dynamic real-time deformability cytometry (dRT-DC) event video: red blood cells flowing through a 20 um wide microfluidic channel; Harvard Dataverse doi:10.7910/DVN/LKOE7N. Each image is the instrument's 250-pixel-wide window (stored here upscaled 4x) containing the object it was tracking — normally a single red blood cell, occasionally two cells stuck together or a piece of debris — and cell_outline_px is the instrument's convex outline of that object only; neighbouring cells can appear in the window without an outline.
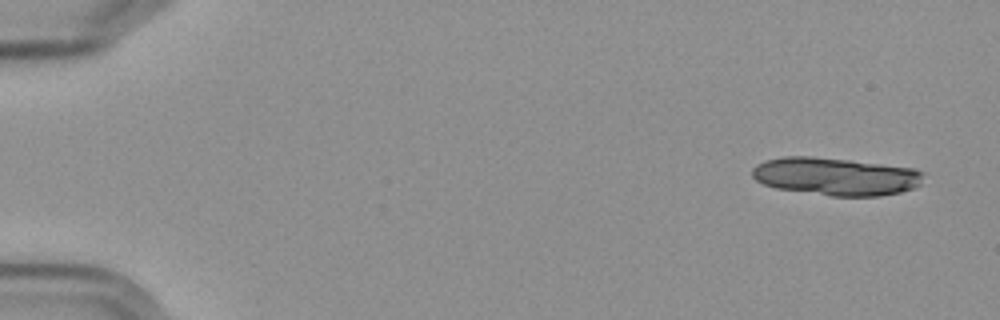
{"species": "Egyptian fruit bat (a non-hibernating species)", "species_latin": "Rousettus aegyptiacus", "temperature_condition": "cold", "stored_images_in_passage": 4, "camera_frame_rate_fps": 3000, "um_per_image_px": 0.085, "frame": {"image": 1, "passage_image": 1, "time_ms": 0.0, "image_size_px": [1000, 320], "cell_outline_px": [[924, 172], [920, 184], [916, 188], [900, 192], [880, 196], [832, 196], [776, 188], [764, 184], [756, 180], [752, 176], [752, 168], [756, 164], [764, 160], [784, 156], [812, 156], [848, 160], [916, 168]], "centroid_in_image_um": [71.04, 14.99], "position_along_channel_um": 14.0, "area_um2": 37.92}}